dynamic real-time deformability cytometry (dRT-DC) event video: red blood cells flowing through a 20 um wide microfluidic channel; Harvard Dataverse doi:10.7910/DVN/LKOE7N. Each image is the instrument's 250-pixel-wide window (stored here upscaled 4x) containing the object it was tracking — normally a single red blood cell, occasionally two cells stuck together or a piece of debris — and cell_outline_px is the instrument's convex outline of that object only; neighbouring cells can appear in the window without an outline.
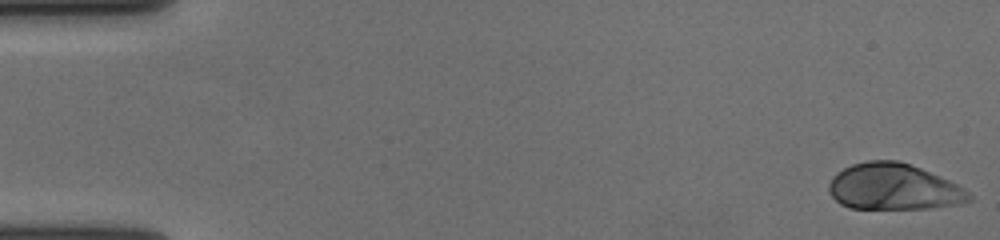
{"species": "human", "species_latin": "Homo sapiens", "temperature_condition": "cold", "stored_images_in_passage": 56, "camera_frame_rate_fps": 3000, "um_per_image_px": 0.085, "donor": {"sex": "female"}, "frame": {"image": 1, "passage_image": 1, "time_ms": 0.0, "image_size_px": [1000, 240], "cell_outline_px": [[972, 200], [960, 204], [928, 208], [848, 208], [840, 204], [832, 196], [828, 188], [828, 184], [832, 176], [836, 172], [852, 164], [868, 160], [900, 160], [940, 176], [964, 188], [972, 196]], "centroid_in_image_um": [75.94, 15.87], "position_along_channel_um": 9.1, "area_um2": 37.8}}
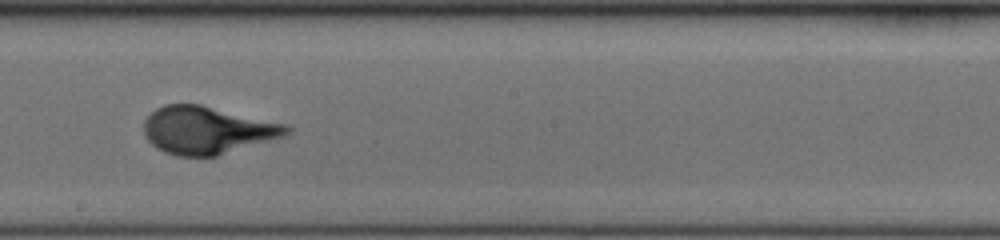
{"frame": {"image": 2, "passage_image": 32, "time_ms": 10.333, "image_size_px": [1000, 240], "cell_outline_px": [[292, 132], [284, 136], [216, 156], [176, 156], [164, 152], [156, 148], [144, 136], [144, 120], [156, 108], [164, 104], [200, 104], [288, 124], [292, 128]], "centroid_in_image_um": [17.62, 11.06], "position_along_channel_um": 230.6, "area_um2": 39.71}}
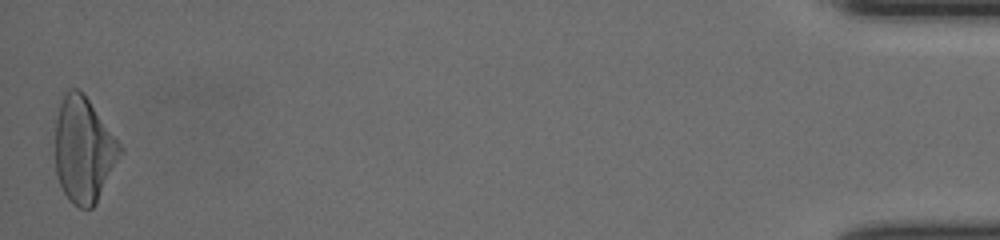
{"frame": {"image": 3, "passage_image": 56, "time_ms": 18.333, "image_size_px": [1000, 240], "cell_outline_px": [[124, 152], [96, 204], [92, 208], [80, 208], [72, 204], [68, 200], [56, 176], [56, 116], [64, 92], [68, 88], [76, 88], [84, 92], [124, 148]], "centroid_in_image_um": [7.14, 12.73], "position_along_channel_um": 428.1, "area_um2": 40.46}}